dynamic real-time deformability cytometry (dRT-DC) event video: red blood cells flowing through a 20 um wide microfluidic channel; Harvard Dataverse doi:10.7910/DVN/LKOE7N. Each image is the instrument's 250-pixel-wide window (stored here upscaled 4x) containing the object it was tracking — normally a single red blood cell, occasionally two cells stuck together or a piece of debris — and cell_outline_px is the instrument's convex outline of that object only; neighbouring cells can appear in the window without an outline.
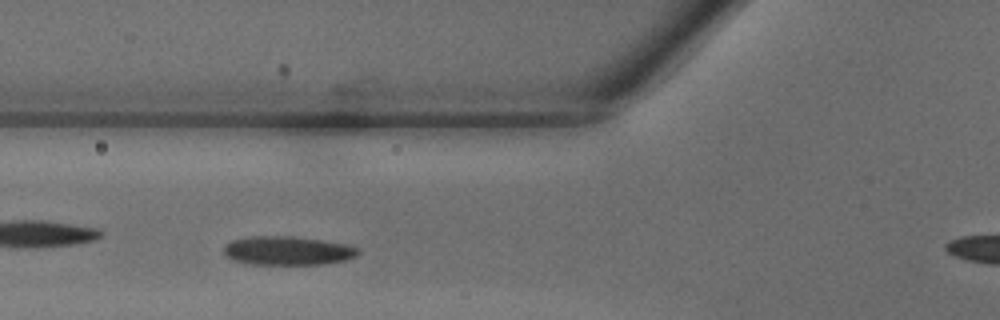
{"species": "common noctule bat (a hibernating species)", "species_latin": "Nyctalus noctula", "temperature_condition": "warm", "stored_images_in_passage": 31, "camera_frame_rate_fps": 3000, "um_per_image_px": 0.085, "animal": {"sex": "male", "body_mass_g": 18.8}, "frame": {"image": 1, "passage_image": 10, "time_ms": 3.0, "image_size_px": [1000, 320], "cell_outline_px": [[360, 252], [356, 256], [344, 260], [324, 264], [252, 264], [232, 260], [224, 252], [224, 244], [232, 240], [252, 236], [296, 236], [348, 244], [360, 248]], "centroid_in_image_um": [24.48, 21.3], "position_along_channel_um": 101.3, "area_um2": 22.66}}
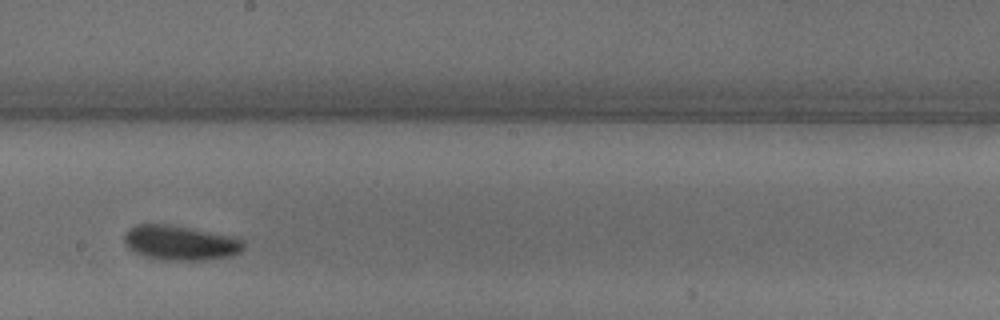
{"frame": {"image": 2, "passage_image": 18, "time_ms": 5.667, "image_size_px": [1000, 320], "cell_outline_px": [[244, 248], [240, 252], [232, 256], [204, 260], [160, 260], [136, 252], [128, 248], [124, 244], [124, 236], [128, 228], [136, 224], [168, 224], [228, 236], [244, 240]], "centroid_in_image_um": [15.3, 20.64], "position_along_channel_um": 232.9, "area_um2": 23.93}}